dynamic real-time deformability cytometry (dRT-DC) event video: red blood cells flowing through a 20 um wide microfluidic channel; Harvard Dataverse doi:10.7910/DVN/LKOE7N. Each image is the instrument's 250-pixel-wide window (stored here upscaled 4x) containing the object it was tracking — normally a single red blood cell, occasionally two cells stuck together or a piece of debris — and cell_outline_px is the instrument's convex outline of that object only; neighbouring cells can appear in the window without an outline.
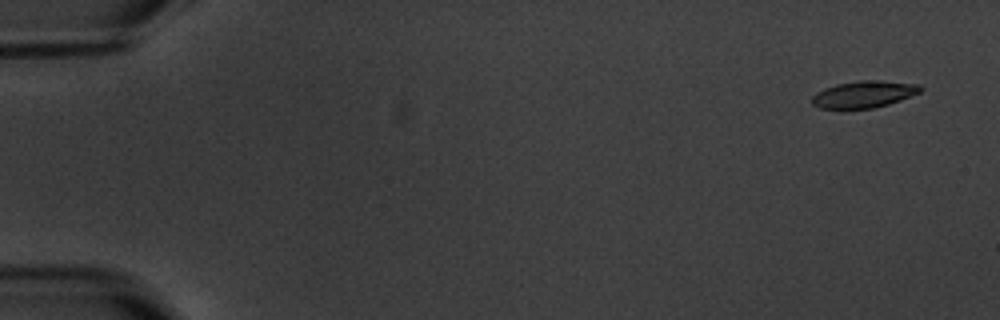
{"species": "common noctule bat (a hibernating species)", "species_latin": "Nyctalus noctula", "temperature_condition": "warm", "stored_images_in_passage": 4, "camera_frame_rate_fps": 3000, "um_per_image_px": 0.085, "animal": {"sex": "male", "body_mass_g": 20.1, "forearm_length_mm": 53.5}, "frame": {"image": 1, "passage_image": 1, "time_ms": 0.0, "image_size_px": [1000, 320], "cell_outline_px": [[924, 88], [920, 92], [900, 100], [888, 104], [872, 108], [820, 108], [812, 104], [812, 96], [816, 92], [824, 88], [836, 84], [864, 80], [880, 80], [920, 84]], "centroid_in_image_um": [73.44, 8.0], "position_along_channel_um": 11.6, "area_um2": 16.88}}